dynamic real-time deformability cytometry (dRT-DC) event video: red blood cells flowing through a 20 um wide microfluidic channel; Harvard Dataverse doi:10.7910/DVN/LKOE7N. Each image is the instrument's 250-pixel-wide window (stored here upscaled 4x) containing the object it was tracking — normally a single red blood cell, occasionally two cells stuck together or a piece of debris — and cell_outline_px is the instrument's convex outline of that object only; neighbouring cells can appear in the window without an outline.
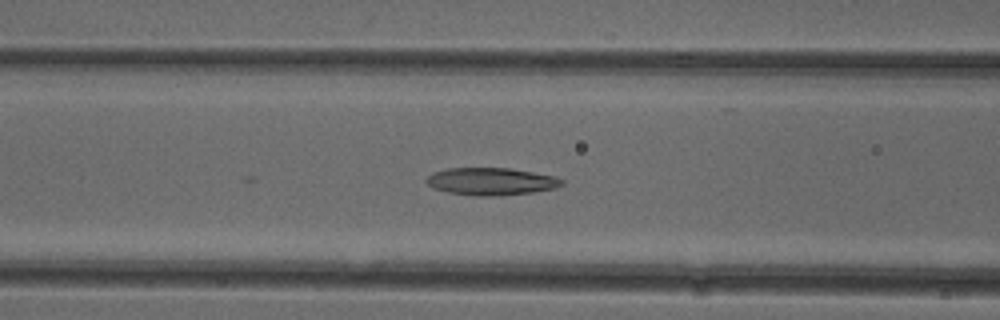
{"species": "common noctule bat (a hibernating species)", "species_latin": "Nyctalus noctula", "temperature_condition": "cold", "stored_images_in_passage": 52, "camera_frame_rate_fps": 3000, "um_per_image_px": 0.085, "animal": {"sex": "female"}, "frame": {"image": 1, "passage_image": 21, "time_ms": 6.667, "image_size_px": [1000, 320], "cell_outline_px": [[564, 184], [556, 188], [532, 192], [492, 196], [472, 196], [448, 192], [432, 188], [424, 180], [432, 172], [448, 168], [512, 168], [556, 176], [564, 180]], "centroid_in_image_um": [41.74, 15.41], "position_along_channel_um": 124.9, "area_um2": 21.85}}
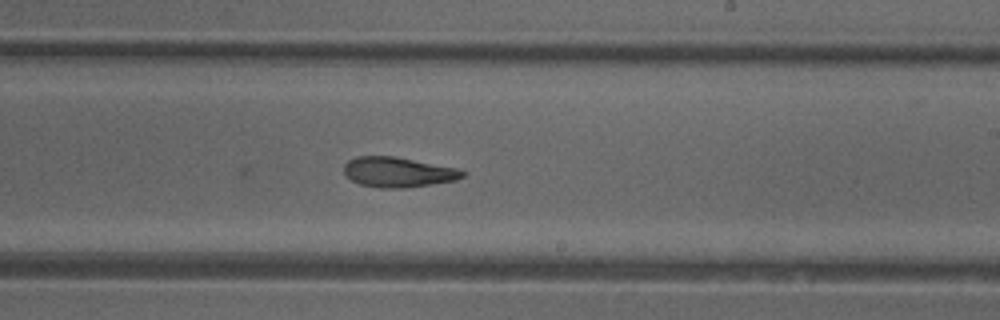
{"frame": {"image": 2, "passage_image": 31, "time_ms": 10.0, "image_size_px": [1000, 320], "cell_outline_px": [[464, 176], [456, 180], [408, 188], [380, 188], [360, 184], [352, 180], [344, 172], [344, 164], [348, 160], [356, 156], [396, 156], [456, 168], [464, 172]], "centroid_in_image_um": [33.82, 14.63], "position_along_channel_um": 255.2, "area_um2": 20.75}}
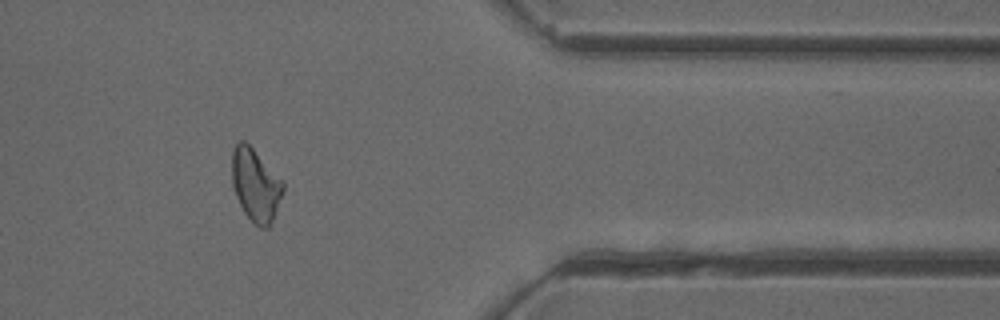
{"frame": {"image": 3, "passage_image": 43, "time_ms": 14.0, "image_size_px": [1000, 320], "cell_outline_px": [[284, 188], [272, 220], [268, 228], [260, 228], [252, 224], [244, 212], [232, 188], [232, 152], [236, 144], [240, 140], [244, 140], [284, 180]], "centroid_in_image_um": [21.71, 15.73], "position_along_channel_um": 389.7, "area_um2": 21.68}, "authors_computed_cell_mechanics": {"area_um2": 21.7617, "velocity_mm_per_s": 3.9089, "shape_relaxation_time_tau1_ms": 7.7802, "shape_relaxation_time_tau2_ms": 4.4187, "deformation_change_tau1": 0.2002, "deformation_change_tau2": 0.1357}}